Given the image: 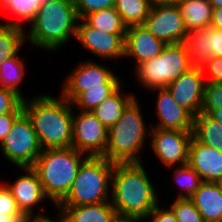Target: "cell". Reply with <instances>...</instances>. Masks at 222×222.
Instances as JSON below:
<instances>
[{"instance_id":"1","label":"cell","mask_w":222,"mask_h":222,"mask_svg":"<svg viewBox=\"0 0 222 222\" xmlns=\"http://www.w3.org/2000/svg\"><path fill=\"white\" fill-rule=\"evenodd\" d=\"M111 180L110 203L117 215L148 219L159 201L142 163H115Z\"/></svg>"},{"instance_id":"2","label":"cell","mask_w":222,"mask_h":222,"mask_svg":"<svg viewBox=\"0 0 222 222\" xmlns=\"http://www.w3.org/2000/svg\"><path fill=\"white\" fill-rule=\"evenodd\" d=\"M37 96L23 100V111L29 117L39 143L44 149L72 147L73 105L63 96Z\"/></svg>"},{"instance_id":"3","label":"cell","mask_w":222,"mask_h":222,"mask_svg":"<svg viewBox=\"0 0 222 222\" xmlns=\"http://www.w3.org/2000/svg\"><path fill=\"white\" fill-rule=\"evenodd\" d=\"M77 20L74 0H44L27 35L31 44L55 50L76 37Z\"/></svg>"},{"instance_id":"4","label":"cell","mask_w":222,"mask_h":222,"mask_svg":"<svg viewBox=\"0 0 222 222\" xmlns=\"http://www.w3.org/2000/svg\"><path fill=\"white\" fill-rule=\"evenodd\" d=\"M82 154L73 147L44 148L32 166L45 196L56 206L69 193L82 162L88 157Z\"/></svg>"},{"instance_id":"5","label":"cell","mask_w":222,"mask_h":222,"mask_svg":"<svg viewBox=\"0 0 222 222\" xmlns=\"http://www.w3.org/2000/svg\"><path fill=\"white\" fill-rule=\"evenodd\" d=\"M135 98L121 118L108 129L104 158L112 163H140L139 151L146 138V125Z\"/></svg>"},{"instance_id":"6","label":"cell","mask_w":222,"mask_h":222,"mask_svg":"<svg viewBox=\"0 0 222 222\" xmlns=\"http://www.w3.org/2000/svg\"><path fill=\"white\" fill-rule=\"evenodd\" d=\"M114 163L104 157L88 156L81 164L67 196L57 206H82L110 202L109 182Z\"/></svg>"},{"instance_id":"7","label":"cell","mask_w":222,"mask_h":222,"mask_svg":"<svg viewBox=\"0 0 222 222\" xmlns=\"http://www.w3.org/2000/svg\"><path fill=\"white\" fill-rule=\"evenodd\" d=\"M193 66L183 42L166 44L158 56L137 65V80L151 90L166 88Z\"/></svg>"},{"instance_id":"8","label":"cell","mask_w":222,"mask_h":222,"mask_svg":"<svg viewBox=\"0 0 222 222\" xmlns=\"http://www.w3.org/2000/svg\"><path fill=\"white\" fill-rule=\"evenodd\" d=\"M3 155L17 167H32L42 152L33 125L23 111L0 144Z\"/></svg>"},{"instance_id":"9","label":"cell","mask_w":222,"mask_h":222,"mask_svg":"<svg viewBox=\"0 0 222 222\" xmlns=\"http://www.w3.org/2000/svg\"><path fill=\"white\" fill-rule=\"evenodd\" d=\"M108 129L90 111L73 114L72 147L90 157H103Z\"/></svg>"},{"instance_id":"10","label":"cell","mask_w":222,"mask_h":222,"mask_svg":"<svg viewBox=\"0 0 222 222\" xmlns=\"http://www.w3.org/2000/svg\"><path fill=\"white\" fill-rule=\"evenodd\" d=\"M142 25L165 44L184 42L187 34L184 19L176 4L153 5Z\"/></svg>"},{"instance_id":"11","label":"cell","mask_w":222,"mask_h":222,"mask_svg":"<svg viewBox=\"0 0 222 222\" xmlns=\"http://www.w3.org/2000/svg\"><path fill=\"white\" fill-rule=\"evenodd\" d=\"M88 62V63H87ZM81 63L66 79L62 96L73 102L82 92L94 87H121L116 75L95 62Z\"/></svg>"},{"instance_id":"12","label":"cell","mask_w":222,"mask_h":222,"mask_svg":"<svg viewBox=\"0 0 222 222\" xmlns=\"http://www.w3.org/2000/svg\"><path fill=\"white\" fill-rule=\"evenodd\" d=\"M152 149L166 166L171 168L188 163L189 145L193 131L151 128Z\"/></svg>"},{"instance_id":"13","label":"cell","mask_w":222,"mask_h":222,"mask_svg":"<svg viewBox=\"0 0 222 222\" xmlns=\"http://www.w3.org/2000/svg\"><path fill=\"white\" fill-rule=\"evenodd\" d=\"M204 74L201 66L194 65L166 87L174 101L186 108L194 117L201 113L204 100Z\"/></svg>"},{"instance_id":"14","label":"cell","mask_w":222,"mask_h":222,"mask_svg":"<svg viewBox=\"0 0 222 222\" xmlns=\"http://www.w3.org/2000/svg\"><path fill=\"white\" fill-rule=\"evenodd\" d=\"M76 38L86 49L100 57L117 59L124 56L125 34L102 32L84 20L77 23Z\"/></svg>"},{"instance_id":"15","label":"cell","mask_w":222,"mask_h":222,"mask_svg":"<svg viewBox=\"0 0 222 222\" xmlns=\"http://www.w3.org/2000/svg\"><path fill=\"white\" fill-rule=\"evenodd\" d=\"M188 164L202 181L222 183V152L200 143L194 136L189 145Z\"/></svg>"},{"instance_id":"16","label":"cell","mask_w":222,"mask_h":222,"mask_svg":"<svg viewBox=\"0 0 222 222\" xmlns=\"http://www.w3.org/2000/svg\"><path fill=\"white\" fill-rule=\"evenodd\" d=\"M157 97V115L159 123L153 128L193 131L194 116L177 104L167 88H159Z\"/></svg>"},{"instance_id":"17","label":"cell","mask_w":222,"mask_h":222,"mask_svg":"<svg viewBox=\"0 0 222 222\" xmlns=\"http://www.w3.org/2000/svg\"><path fill=\"white\" fill-rule=\"evenodd\" d=\"M165 45L143 25L129 26L125 34L124 56H133L139 65L158 56Z\"/></svg>"},{"instance_id":"18","label":"cell","mask_w":222,"mask_h":222,"mask_svg":"<svg viewBox=\"0 0 222 222\" xmlns=\"http://www.w3.org/2000/svg\"><path fill=\"white\" fill-rule=\"evenodd\" d=\"M27 172L18 177L13 185H6L21 213L27 217L33 215V206L46 198L37 172L32 167H21ZM43 199V200H42Z\"/></svg>"},{"instance_id":"19","label":"cell","mask_w":222,"mask_h":222,"mask_svg":"<svg viewBox=\"0 0 222 222\" xmlns=\"http://www.w3.org/2000/svg\"><path fill=\"white\" fill-rule=\"evenodd\" d=\"M190 199L204 222H222V183L203 181Z\"/></svg>"},{"instance_id":"20","label":"cell","mask_w":222,"mask_h":222,"mask_svg":"<svg viewBox=\"0 0 222 222\" xmlns=\"http://www.w3.org/2000/svg\"><path fill=\"white\" fill-rule=\"evenodd\" d=\"M56 207L62 209L69 222H114L118 217L110 202Z\"/></svg>"},{"instance_id":"21","label":"cell","mask_w":222,"mask_h":222,"mask_svg":"<svg viewBox=\"0 0 222 222\" xmlns=\"http://www.w3.org/2000/svg\"><path fill=\"white\" fill-rule=\"evenodd\" d=\"M176 5L187 31L211 25L213 7L209 0H180Z\"/></svg>"},{"instance_id":"22","label":"cell","mask_w":222,"mask_h":222,"mask_svg":"<svg viewBox=\"0 0 222 222\" xmlns=\"http://www.w3.org/2000/svg\"><path fill=\"white\" fill-rule=\"evenodd\" d=\"M122 88H118L113 94L107 97L100 105H98L92 113L107 128L115 125L121 118L123 111L135 99V95L120 94Z\"/></svg>"},{"instance_id":"23","label":"cell","mask_w":222,"mask_h":222,"mask_svg":"<svg viewBox=\"0 0 222 222\" xmlns=\"http://www.w3.org/2000/svg\"><path fill=\"white\" fill-rule=\"evenodd\" d=\"M210 38V26L187 31L183 43L193 65L201 66L211 58Z\"/></svg>"},{"instance_id":"24","label":"cell","mask_w":222,"mask_h":222,"mask_svg":"<svg viewBox=\"0 0 222 222\" xmlns=\"http://www.w3.org/2000/svg\"><path fill=\"white\" fill-rule=\"evenodd\" d=\"M193 136L200 143L222 152V124L209 114L200 113L194 117Z\"/></svg>"},{"instance_id":"25","label":"cell","mask_w":222,"mask_h":222,"mask_svg":"<svg viewBox=\"0 0 222 222\" xmlns=\"http://www.w3.org/2000/svg\"><path fill=\"white\" fill-rule=\"evenodd\" d=\"M0 24V64L8 58H12L20 51L26 32L23 31L21 22Z\"/></svg>"},{"instance_id":"26","label":"cell","mask_w":222,"mask_h":222,"mask_svg":"<svg viewBox=\"0 0 222 222\" xmlns=\"http://www.w3.org/2000/svg\"><path fill=\"white\" fill-rule=\"evenodd\" d=\"M83 20L105 33L126 34L127 31V26L114 7L90 13Z\"/></svg>"},{"instance_id":"27","label":"cell","mask_w":222,"mask_h":222,"mask_svg":"<svg viewBox=\"0 0 222 222\" xmlns=\"http://www.w3.org/2000/svg\"><path fill=\"white\" fill-rule=\"evenodd\" d=\"M151 7L149 0H116L114 6L127 27L142 25Z\"/></svg>"},{"instance_id":"28","label":"cell","mask_w":222,"mask_h":222,"mask_svg":"<svg viewBox=\"0 0 222 222\" xmlns=\"http://www.w3.org/2000/svg\"><path fill=\"white\" fill-rule=\"evenodd\" d=\"M24 64L23 61L20 60L17 55L13 56L12 58L5 59L0 64V84L1 88H5L15 92L19 95L23 100L21 93V89L18 87L19 83L22 78L24 77Z\"/></svg>"},{"instance_id":"29","label":"cell","mask_w":222,"mask_h":222,"mask_svg":"<svg viewBox=\"0 0 222 222\" xmlns=\"http://www.w3.org/2000/svg\"><path fill=\"white\" fill-rule=\"evenodd\" d=\"M119 87H94L82 92L73 102L72 105L78 106L80 111L92 112L107 97L113 94Z\"/></svg>"},{"instance_id":"30","label":"cell","mask_w":222,"mask_h":222,"mask_svg":"<svg viewBox=\"0 0 222 222\" xmlns=\"http://www.w3.org/2000/svg\"><path fill=\"white\" fill-rule=\"evenodd\" d=\"M44 0H1V9L9 10L19 19L33 22Z\"/></svg>"},{"instance_id":"31","label":"cell","mask_w":222,"mask_h":222,"mask_svg":"<svg viewBox=\"0 0 222 222\" xmlns=\"http://www.w3.org/2000/svg\"><path fill=\"white\" fill-rule=\"evenodd\" d=\"M175 173L174 177L176 182L186 191L178 195L177 198H190L203 182L197 172L191 168L188 163L180 165V167L175 170Z\"/></svg>"},{"instance_id":"32","label":"cell","mask_w":222,"mask_h":222,"mask_svg":"<svg viewBox=\"0 0 222 222\" xmlns=\"http://www.w3.org/2000/svg\"><path fill=\"white\" fill-rule=\"evenodd\" d=\"M170 207L178 222H204L190 198H176Z\"/></svg>"},{"instance_id":"33","label":"cell","mask_w":222,"mask_h":222,"mask_svg":"<svg viewBox=\"0 0 222 222\" xmlns=\"http://www.w3.org/2000/svg\"><path fill=\"white\" fill-rule=\"evenodd\" d=\"M204 100L201 113L211 114L214 110L222 107V83L205 82Z\"/></svg>"},{"instance_id":"34","label":"cell","mask_w":222,"mask_h":222,"mask_svg":"<svg viewBox=\"0 0 222 222\" xmlns=\"http://www.w3.org/2000/svg\"><path fill=\"white\" fill-rule=\"evenodd\" d=\"M23 99L15 92L0 87V115L5 113H22Z\"/></svg>"},{"instance_id":"35","label":"cell","mask_w":222,"mask_h":222,"mask_svg":"<svg viewBox=\"0 0 222 222\" xmlns=\"http://www.w3.org/2000/svg\"><path fill=\"white\" fill-rule=\"evenodd\" d=\"M116 0H74L76 13L79 19L86 15L115 6Z\"/></svg>"},{"instance_id":"36","label":"cell","mask_w":222,"mask_h":222,"mask_svg":"<svg viewBox=\"0 0 222 222\" xmlns=\"http://www.w3.org/2000/svg\"><path fill=\"white\" fill-rule=\"evenodd\" d=\"M25 217L6 185H0V216Z\"/></svg>"},{"instance_id":"37","label":"cell","mask_w":222,"mask_h":222,"mask_svg":"<svg viewBox=\"0 0 222 222\" xmlns=\"http://www.w3.org/2000/svg\"><path fill=\"white\" fill-rule=\"evenodd\" d=\"M202 70L209 71V81L222 83V57H211L201 65Z\"/></svg>"},{"instance_id":"38","label":"cell","mask_w":222,"mask_h":222,"mask_svg":"<svg viewBox=\"0 0 222 222\" xmlns=\"http://www.w3.org/2000/svg\"><path fill=\"white\" fill-rule=\"evenodd\" d=\"M211 57H222V30L210 26Z\"/></svg>"},{"instance_id":"39","label":"cell","mask_w":222,"mask_h":222,"mask_svg":"<svg viewBox=\"0 0 222 222\" xmlns=\"http://www.w3.org/2000/svg\"><path fill=\"white\" fill-rule=\"evenodd\" d=\"M153 217L152 222H178L175 216L174 211L170 207L166 209H161L157 204L156 207L149 213L148 218Z\"/></svg>"},{"instance_id":"40","label":"cell","mask_w":222,"mask_h":222,"mask_svg":"<svg viewBox=\"0 0 222 222\" xmlns=\"http://www.w3.org/2000/svg\"><path fill=\"white\" fill-rule=\"evenodd\" d=\"M21 113H5L0 115V144L9 134L15 119Z\"/></svg>"},{"instance_id":"41","label":"cell","mask_w":222,"mask_h":222,"mask_svg":"<svg viewBox=\"0 0 222 222\" xmlns=\"http://www.w3.org/2000/svg\"><path fill=\"white\" fill-rule=\"evenodd\" d=\"M60 210V219L59 220H52L49 217L44 216L43 214L38 213V215L34 216H27L24 222H69L66 215L64 214V212L62 211V209Z\"/></svg>"},{"instance_id":"42","label":"cell","mask_w":222,"mask_h":222,"mask_svg":"<svg viewBox=\"0 0 222 222\" xmlns=\"http://www.w3.org/2000/svg\"><path fill=\"white\" fill-rule=\"evenodd\" d=\"M211 27L222 30V7L213 8Z\"/></svg>"},{"instance_id":"43","label":"cell","mask_w":222,"mask_h":222,"mask_svg":"<svg viewBox=\"0 0 222 222\" xmlns=\"http://www.w3.org/2000/svg\"><path fill=\"white\" fill-rule=\"evenodd\" d=\"M26 217L0 216V222H24Z\"/></svg>"},{"instance_id":"44","label":"cell","mask_w":222,"mask_h":222,"mask_svg":"<svg viewBox=\"0 0 222 222\" xmlns=\"http://www.w3.org/2000/svg\"><path fill=\"white\" fill-rule=\"evenodd\" d=\"M151 5L177 4L180 0H149Z\"/></svg>"},{"instance_id":"45","label":"cell","mask_w":222,"mask_h":222,"mask_svg":"<svg viewBox=\"0 0 222 222\" xmlns=\"http://www.w3.org/2000/svg\"><path fill=\"white\" fill-rule=\"evenodd\" d=\"M210 116L216 120L217 122L221 123L222 124V107H220L219 109L217 110H214Z\"/></svg>"},{"instance_id":"46","label":"cell","mask_w":222,"mask_h":222,"mask_svg":"<svg viewBox=\"0 0 222 222\" xmlns=\"http://www.w3.org/2000/svg\"><path fill=\"white\" fill-rule=\"evenodd\" d=\"M142 218L120 217L118 216L114 222H139Z\"/></svg>"},{"instance_id":"47","label":"cell","mask_w":222,"mask_h":222,"mask_svg":"<svg viewBox=\"0 0 222 222\" xmlns=\"http://www.w3.org/2000/svg\"><path fill=\"white\" fill-rule=\"evenodd\" d=\"M209 3L212 5L213 8L222 7V0H209Z\"/></svg>"}]
</instances>
